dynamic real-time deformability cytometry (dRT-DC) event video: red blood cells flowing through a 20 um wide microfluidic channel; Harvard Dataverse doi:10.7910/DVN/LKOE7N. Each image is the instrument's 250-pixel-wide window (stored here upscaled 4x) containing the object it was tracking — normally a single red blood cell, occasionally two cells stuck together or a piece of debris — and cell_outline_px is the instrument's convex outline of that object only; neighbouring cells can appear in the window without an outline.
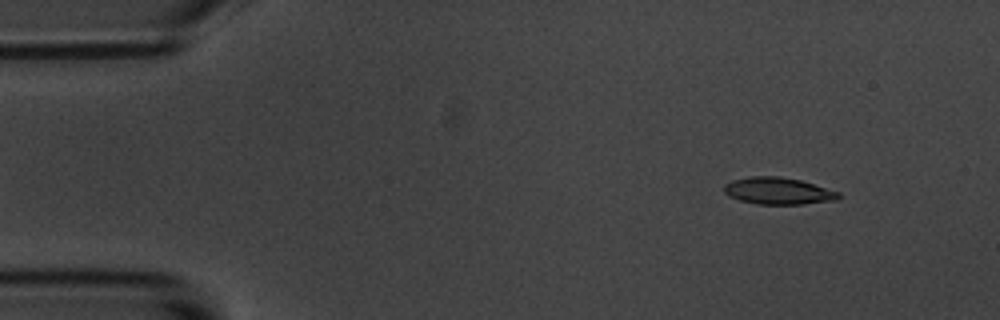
{"species": "common noctule bat (a hibernating species)", "species_latin": "Nyctalus noctula", "temperature_condition": "room temperature", "stored_images_in_passage": 5, "camera_frame_rate_fps": 3000, "um_per_image_px": 0.085, "animal": {"sex": "male", "body_mass_g": 20.1, "forearm_length_mm": 53.5}, "frame": {"image": 1, "passage_image": 1, "time_ms": 0.0, "image_size_px": [1000, 320], "cell_outline_px": [[840, 196], [836, 200], [804, 204], [756, 204], [740, 200], [724, 192], [724, 184], [732, 180], [752, 176], [780, 176], [800, 180], [840, 192]], "centroid_in_image_um": [66.15, 16.23], "position_along_channel_um": 18.8, "area_um2": 17.86}}
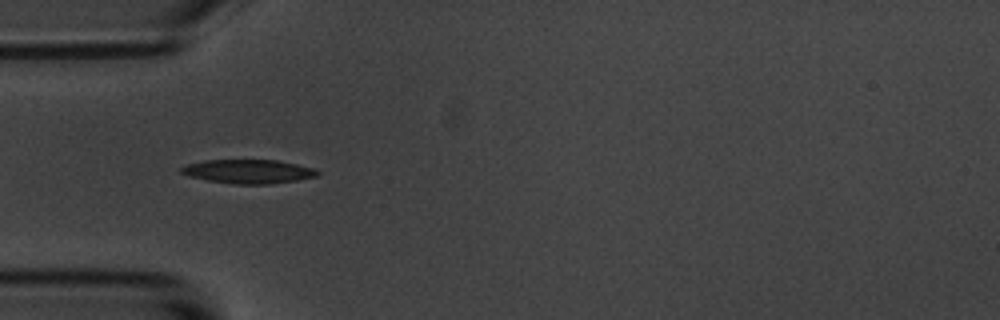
{"frame": {"image": 2, "passage_image": 4, "time_ms": 3.667, "image_size_px": [1000, 320], "cell_outline_px": [[320, 176], [272, 184], [232, 184], [208, 180], [188, 176], [180, 172], [180, 168], [184, 164], [204, 160], [276, 160], [296, 164], [312, 168], [320, 172]], "centroid_in_image_um": [21.08, 14.57], "position_along_channel_um": 63.9, "area_um2": 19.07}}